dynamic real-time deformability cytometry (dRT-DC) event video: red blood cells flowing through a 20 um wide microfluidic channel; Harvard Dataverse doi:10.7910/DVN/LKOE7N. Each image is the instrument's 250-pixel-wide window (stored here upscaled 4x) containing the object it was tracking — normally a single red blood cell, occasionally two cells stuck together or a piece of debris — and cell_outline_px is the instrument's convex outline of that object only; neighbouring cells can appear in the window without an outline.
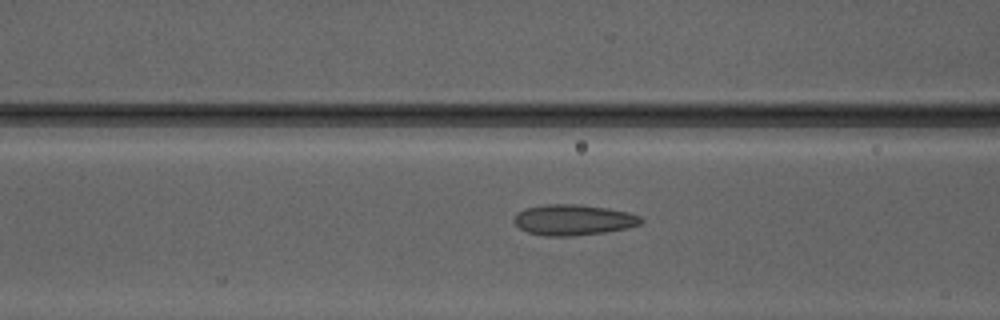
{"species": "Egyptian fruit bat (a non-hibernating species)", "species_latin": "Rousettus aegyptiacus", "temperature_condition": "warm", "stored_images_in_passage": 44, "camera_frame_rate_fps": 3000, "um_per_image_px": 0.085, "animal": {"sex": "male"}, "frame": {"image": 1, "passage_image": 19, "time_ms": 6.0, "image_size_px": [1000, 320], "cell_outline_px": [[644, 220], [640, 224], [628, 228], [604, 232], [572, 236], [544, 236], [528, 232], [520, 228], [512, 220], [516, 212], [524, 208], [544, 204], [580, 204], [608, 208], [628, 212], [640, 216]], "centroid_in_image_um": [48.71, 18.68], "position_along_channel_um": 117.9, "area_um2": 22.95}}
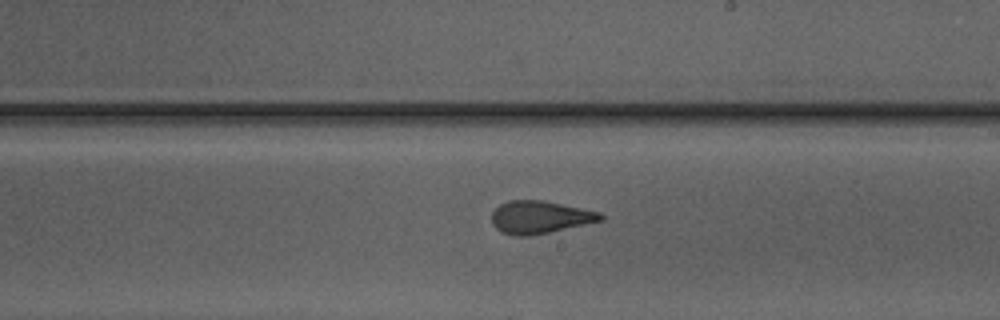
{"frame": {"image": 2, "passage_image": 28, "time_ms": 9.0, "image_size_px": [1000, 320], "cell_outline_px": [[604, 220], [548, 232], [528, 236], [512, 236], [500, 232], [492, 224], [492, 212], [500, 204], [508, 200], [544, 200], [600, 212], [604, 216]], "centroid_in_image_um": [45.86, 18.46], "position_along_channel_um": 243.1, "area_um2": 20.75}}
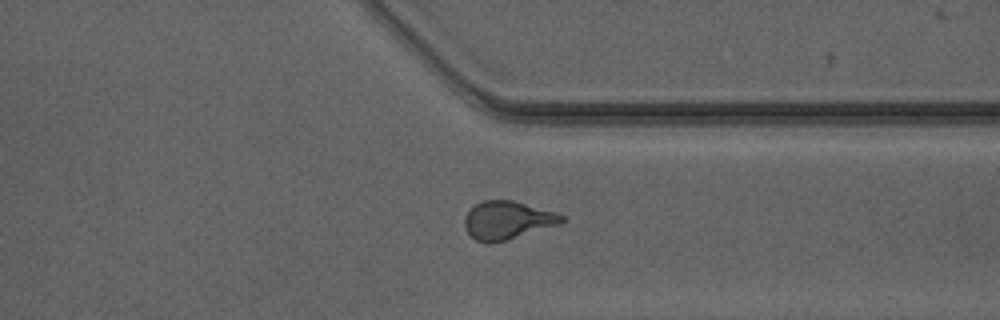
{"frame": {"image": 3, "passage_image": 37, "time_ms": 12.0, "image_size_px": [1000, 320], "cell_outline_px": [[564, 220], [560, 224], [504, 240], [488, 244], [484, 244], [476, 240], [464, 228], [464, 216], [476, 204], [484, 200], [512, 200], [556, 212], [564, 216]], "centroid_in_image_um": [43.1, 18.72], "position_along_channel_um": 368.3, "area_um2": 21.39}, "authors_computed_cell_mechanics": {"area_um2": 21.4438, "velocity_mm_per_s": 4.1756, "shape_relaxation_time_tau1_ms": 5.9041, "shape_relaxation_time_tau2_ms": 1.169, "deformation_change_tau1": 0.1793, "deformation_change_tau2": 0.0841}}